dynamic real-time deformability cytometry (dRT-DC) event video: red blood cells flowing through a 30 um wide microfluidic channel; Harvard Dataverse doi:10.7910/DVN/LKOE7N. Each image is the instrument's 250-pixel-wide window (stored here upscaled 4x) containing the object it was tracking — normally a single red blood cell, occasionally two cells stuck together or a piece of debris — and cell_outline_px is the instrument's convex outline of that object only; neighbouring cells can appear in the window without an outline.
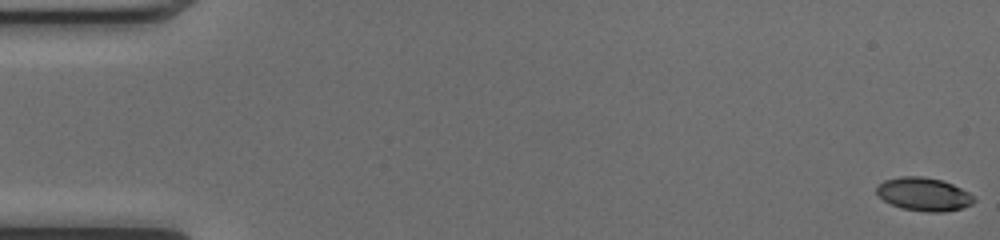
{"species": "common noctule bat (a hibernating species)", "species_latin": "Nyctalus noctula", "temperature_condition": "cold", "stored_images_in_passage": 14, "camera_frame_rate_fps": 3000, "um_per_image_px": 0.085, "animal": {"sex": "female", "body_mass_g": 17.0, "forearm_length_mm": 48.0}, "frame": {"image": 1, "passage_image": 1, "time_ms": 0.0, "image_size_px": [1000, 240], "cell_outline_px": [[976, 200], [972, 204], [960, 208], [944, 212], [928, 212], [904, 208], [892, 204], [884, 200], [876, 192], [876, 188], [884, 180], [900, 176], [924, 176], [940, 180], [952, 184], [968, 192]], "centroid_in_image_um": [78.52, 16.5], "position_along_channel_um": 6.5, "area_um2": 18.61}}
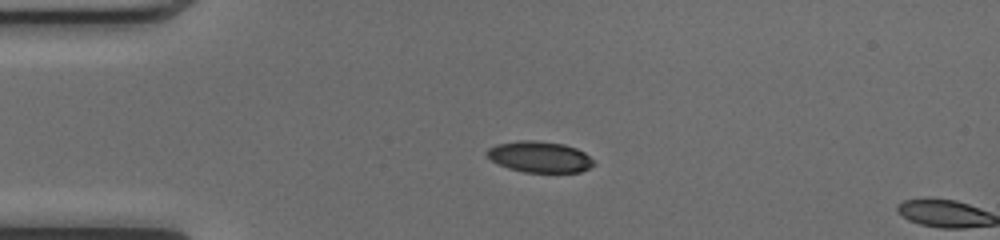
{"frame": {"image": 2, "passage_image": 13, "time_ms": 4.0, "image_size_px": [1000, 240], "cell_outline_px": [[596, 164], [580, 172], [524, 172], [508, 168], [492, 160], [484, 152], [488, 148], [496, 144], [520, 140], [532, 140], [564, 144], [576, 148], [584, 152]], "centroid_in_image_um": [45.86, 13.33], "position_along_channel_um": 39.1, "area_um2": 19.25}}